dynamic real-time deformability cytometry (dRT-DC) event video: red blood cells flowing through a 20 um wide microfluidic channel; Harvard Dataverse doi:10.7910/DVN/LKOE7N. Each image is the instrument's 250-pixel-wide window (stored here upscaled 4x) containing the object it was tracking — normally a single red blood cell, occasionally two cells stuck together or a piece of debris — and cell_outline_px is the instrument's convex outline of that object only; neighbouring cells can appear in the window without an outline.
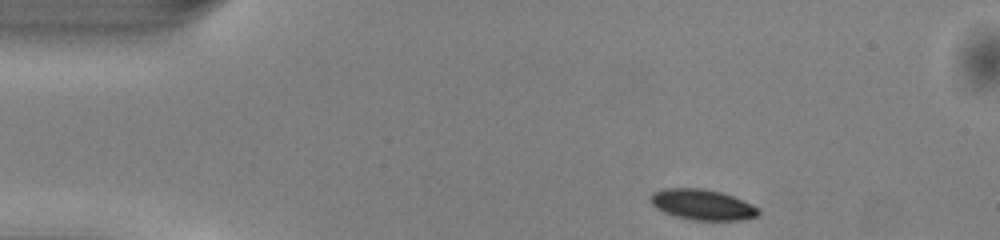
{"species": "common noctule bat (a hibernating species)", "species_latin": "Nyctalus noctula", "temperature_condition": "warm", "stored_images_in_passage": 39, "camera_frame_rate_fps": 3000, "um_per_image_px": 0.085, "animal": {"sex": "male", "body_mass_g": 13.0, "forearm_length_mm": 53.1}, "frame": {"image": 1, "passage_image": 1, "time_ms": 0.0, "image_size_px": [1000, 240], "cell_outline_px": [[760, 212], [756, 216], [740, 220], [692, 220], [676, 216], [664, 212], [656, 208], [648, 200], [648, 196], [652, 192], [664, 188], [704, 188], [720, 192], [732, 196], [752, 204]], "centroid_in_image_um": [59.63, 17.38], "position_along_channel_um": 25.4, "area_um2": 19.25}}
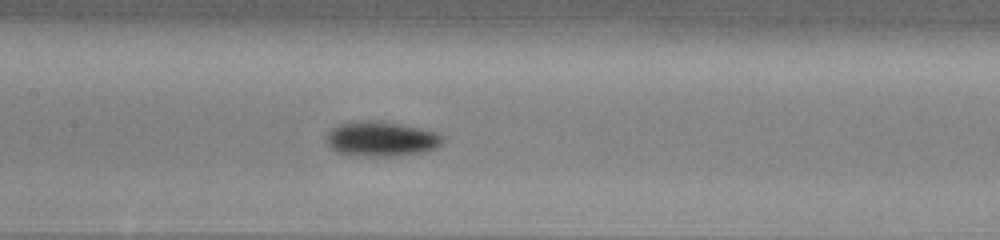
{"frame": {"image": 2, "passage_image": 17, "time_ms": 5.333, "image_size_px": [1000, 240], "cell_outline_px": [[444, 140], [436, 148], [424, 152], [396, 156], [364, 156], [336, 152], [328, 144], [328, 132], [336, 124], [348, 120], [380, 120], [440, 132], [444, 136]], "centroid_in_image_um": [32.43, 11.78], "position_along_channel_um": 175.0, "area_um2": 24.04}}
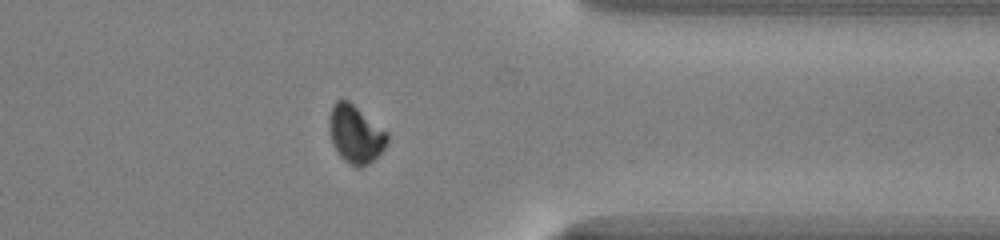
{"frame": {"image": 3, "passage_image": 33, "time_ms": 10.667, "image_size_px": [1000, 240], "cell_outline_px": [[388, 140], [384, 148], [368, 164], [360, 168], [356, 168], [348, 164], [336, 152], [332, 144], [328, 128], [328, 120], [332, 108], [336, 100], [348, 100], [388, 132]], "centroid_in_image_um": [30.19, 11.42], "position_along_channel_um": 381.2, "area_um2": 19.65}, "authors_computed_cell_mechanics": {"area_um2": 20.7502, "velocity_mm_per_s": 4.0805, "shape_relaxation_time_tau1_ms": 2.2229, "shape_relaxation_time_tau2_ms": null, "deformation_change_tau1": 0.0835, "deformation_change_tau2": null}}